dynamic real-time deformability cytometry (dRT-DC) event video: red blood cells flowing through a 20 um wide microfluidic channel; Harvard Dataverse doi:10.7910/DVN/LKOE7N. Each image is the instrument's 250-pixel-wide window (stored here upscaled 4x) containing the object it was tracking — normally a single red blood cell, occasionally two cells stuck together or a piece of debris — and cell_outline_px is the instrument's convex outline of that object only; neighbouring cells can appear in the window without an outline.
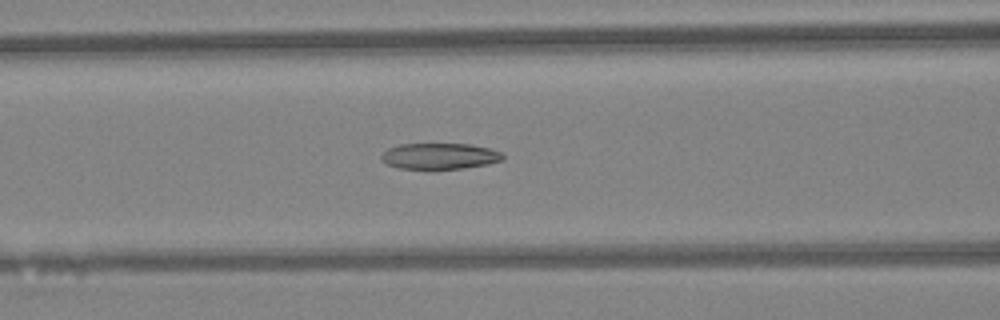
{"species": "Egyptian fruit bat (a non-hibernating species)", "species_latin": "Rousettus aegyptiacus", "temperature_condition": "warm", "stored_images_in_passage": 47, "camera_frame_rate_fps": 3000, "um_per_image_px": 0.085, "animal": {"sex": "female"}, "frame": {"image": 1, "passage_image": 20, "time_ms": 6.333, "image_size_px": [1000, 320], "cell_outline_px": [[504, 160], [488, 164], [464, 168], [432, 172], [396, 168], [388, 164], [380, 156], [388, 148], [400, 144], [472, 144], [488, 148], [500, 152], [504, 156]], "centroid_in_image_um": [37.36, 13.32], "position_along_channel_um": 129.2, "area_um2": 19.19}}
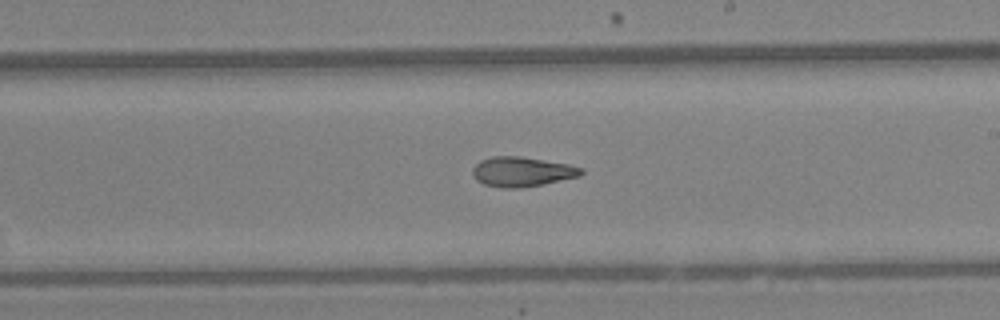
{"frame": {"image": 2, "passage_image": 28, "time_ms": 9.0, "image_size_px": [1000, 320], "cell_outline_px": [[584, 172], [580, 176], [544, 184], [520, 188], [500, 188], [484, 184], [476, 180], [472, 176], [472, 168], [480, 160], [492, 156], [520, 156], [568, 164], [584, 168]], "centroid_in_image_um": [44.35, 14.6], "position_along_channel_um": 244.6, "area_um2": 19.02}}
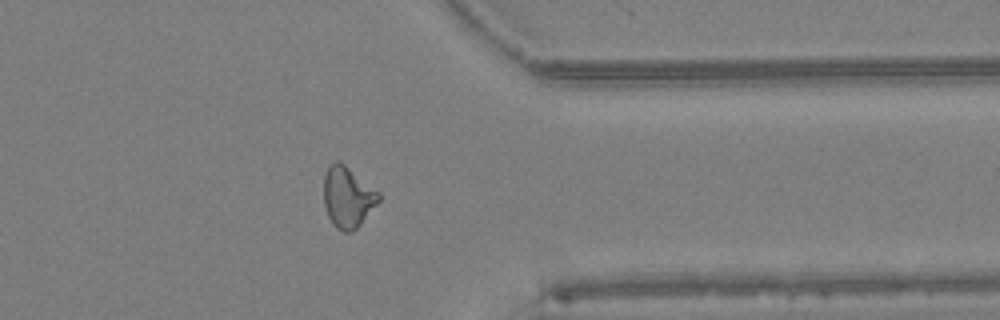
{"frame": {"image": 3, "passage_image": 38, "time_ms": 12.333, "image_size_px": [1000, 320], "cell_outline_px": [[380, 200], [360, 224], [352, 232], [344, 232], [336, 228], [332, 224], [328, 216], [324, 204], [324, 176], [328, 164], [336, 160], [340, 160], [380, 192]], "centroid_in_image_um": [29.54, 16.72], "position_along_channel_um": 381.9, "area_um2": 19.71}, "authors_computed_cell_mechanics": {"area_um2": 19.2474, "velocity_mm_per_s": 4.3545, "shape_relaxation_time_tau1_ms": null, "shape_relaxation_time_tau2_ms": 3.9446, "deformation_change_tau1": null, "deformation_change_tau2": 0.1358}}